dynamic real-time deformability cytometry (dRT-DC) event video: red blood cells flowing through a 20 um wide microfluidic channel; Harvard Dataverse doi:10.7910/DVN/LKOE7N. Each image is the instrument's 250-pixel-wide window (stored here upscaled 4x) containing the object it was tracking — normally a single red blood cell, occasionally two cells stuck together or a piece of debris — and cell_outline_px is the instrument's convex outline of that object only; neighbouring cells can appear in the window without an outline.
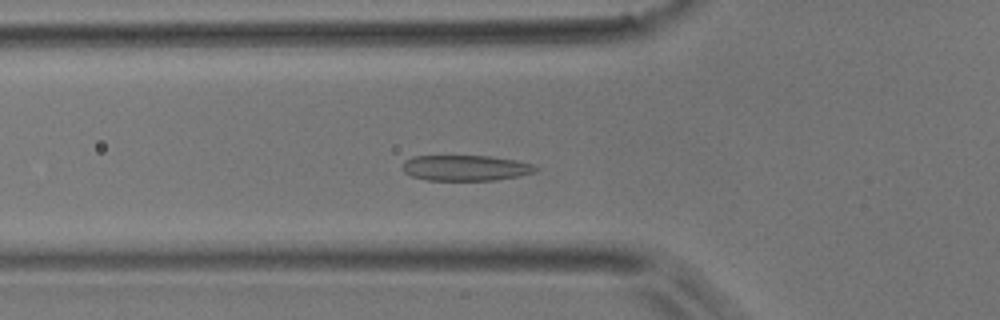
{"species": "common noctule bat (a hibernating species)", "species_latin": "Nyctalus noctula", "temperature_condition": "room temperature", "stored_images_in_passage": 50, "camera_frame_rate_fps": 3000, "um_per_image_px": 0.085, "animal": {"sex": "male", "body_mass_g": 17.9}, "frame": {"image": 1, "passage_image": 17, "time_ms": 5.333, "image_size_px": [1000, 320], "cell_outline_px": [[540, 168], [536, 172], [520, 176], [496, 180], [428, 180], [412, 176], [404, 172], [404, 160], [412, 156], [492, 156], [516, 160], [536, 164]], "centroid_in_image_um": [39.66, 14.27], "position_along_channel_um": 86.1, "area_um2": 20.06}}
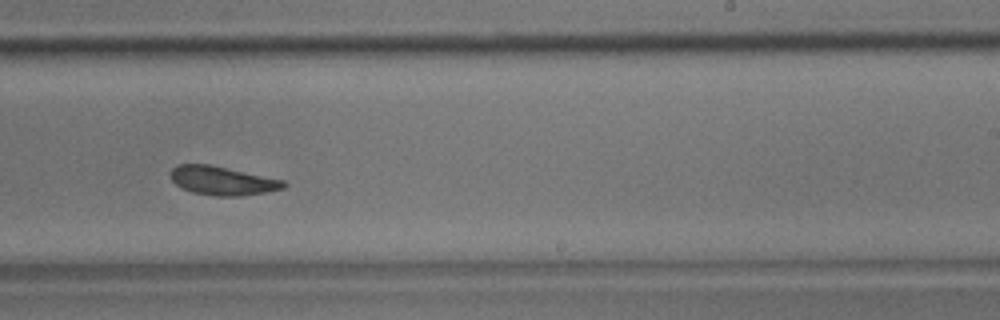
{"frame": {"image": 2, "passage_image": 31, "time_ms": 10.0, "image_size_px": [1000, 320], "cell_outline_px": [[288, 184], [284, 188], [244, 196], [216, 196], [192, 192], [180, 188], [172, 180], [168, 172], [176, 164], [208, 164], [284, 180]], "centroid_in_image_um": [18.86, 15.36], "position_along_channel_um": 270.1, "area_um2": 19.02}}
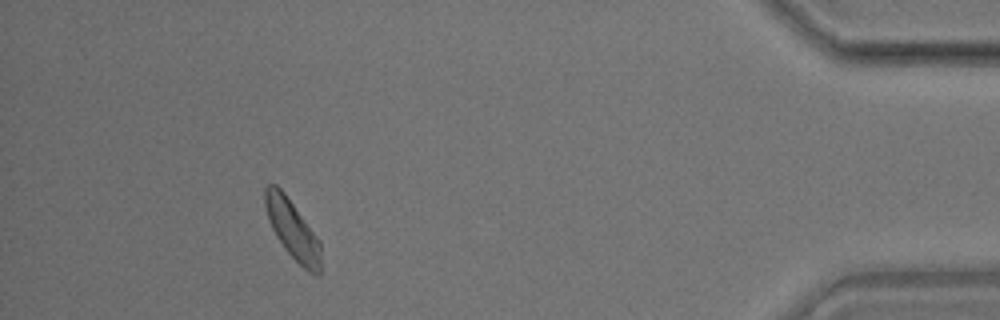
{"frame": {"image": 3, "passage_image": 46, "time_ms": 15.0, "image_size_px": [1000, 320], "cell_outline_px": [[320, 276], [316, 276], [308, 272], [284, 248], [276, 236], [268, 220], [264, 204], [264, 188], [268, 184], [276, 184], [284, 192], [320, 240]], "centroid_in_image_um": [24.85, 19.5], "position_along_channel_um": 410.3, "area_um2": 19.13}, "authors_computed_cell_mechanics": {"area_um2": 19.5075, "velocity_mm_per_s": 3.9338, "shape_relaxation_time_tau1_ms": 2.608, "shape_relaxation_time_tau2_ms": 1.4751, "deformation_change_tau1": 0.0874, "deformation_change_tau2": 0.0876}}